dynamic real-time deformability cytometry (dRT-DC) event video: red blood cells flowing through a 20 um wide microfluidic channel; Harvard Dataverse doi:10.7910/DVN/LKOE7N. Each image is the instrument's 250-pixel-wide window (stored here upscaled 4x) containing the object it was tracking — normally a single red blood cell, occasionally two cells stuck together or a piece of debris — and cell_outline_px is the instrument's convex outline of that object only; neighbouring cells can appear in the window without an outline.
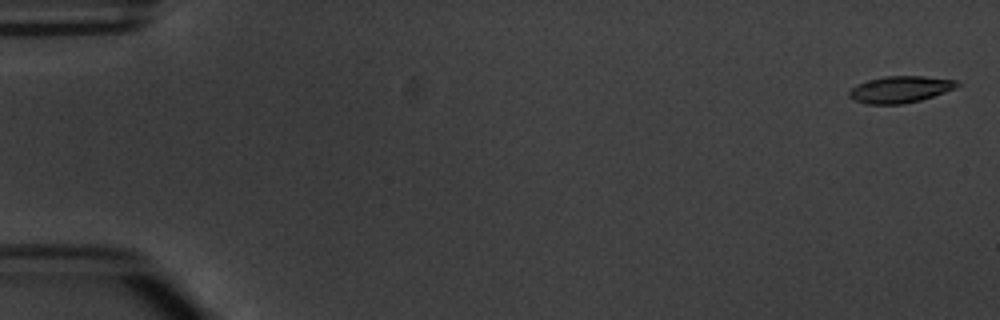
{"species": "common noctule bat (a hibernating species)", "species_latin": "Nyctalus noctula", "temperature_condition": "warm", "stored_images_in_passage": 5, "camera_frame_rate_fps": 3000, "um_per_image_px": 0.085, "animal": {"sex": "male", "body_mass_g": 20.1, "forearm_length_mm": 53.5}, "frame": {"image": 1, "passage_image": 1, "time_ms": 0.0, "image_size_px": [1000, 320], "cell_outline_px": [[960, 84], [956, 88], [920, 100], [904, 104], [868, 104], [856, 100], [848, 96], [848, 92], [856, 84], [868, 80], [884, 76], [924, 76], [956, 80]], "centroid_in_image_um": [76.51, 7.59], "position_along_channel_um": 8.5, "area_um2": 16.7}}